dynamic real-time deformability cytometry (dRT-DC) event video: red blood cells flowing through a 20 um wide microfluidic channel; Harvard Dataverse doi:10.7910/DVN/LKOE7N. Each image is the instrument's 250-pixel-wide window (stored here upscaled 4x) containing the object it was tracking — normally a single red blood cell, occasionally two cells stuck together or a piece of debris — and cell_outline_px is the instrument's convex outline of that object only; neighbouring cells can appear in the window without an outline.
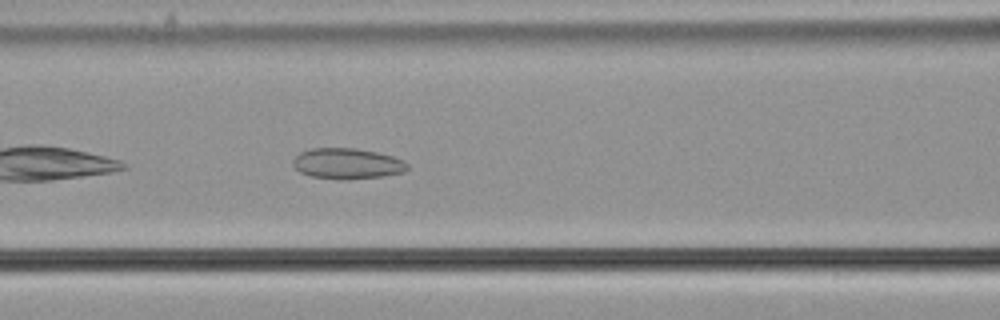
{"species": "common noctule bat (a hibernating species)", "species_latin": "Nyctalus noctula", "temperature_condition": "cold", "stored_images_in_passage": 40, "camera_frame_rate_fps": 3000, "um_per_image_px": 0.085, "animal": {"sex": "male", "body_mass_g": 21.5, "forearm_length_mm": 52.0}, "frame": {"image": 1, "passage_image": 8, "time_ms": 2.333, "image_size_px": [1000, 320], "cell_outline_px": [[408, 168], [404, 172], [384, 176], [348, 180], [336, 180], [312, 176], [300, 172], [292, 164], [292, 160], [300, 152], [312, 148], [356, 148], [376, 152], [392, 156], [404, 160], [408, 164]], "centroid_in_image_um": [29.52, 13.91], "position_along_channel_um": 137.1, "area_um2": 20.69}}
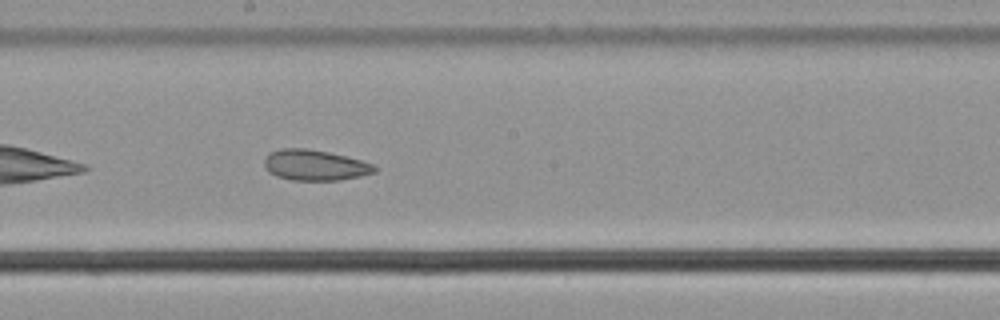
{"frame": {"image": 2, "passage_image": 15, "time_ms": 4.667, "image_size_px": [1000, 320], "cell_outline_px": [[376, 172], [360, 176], [340, 180], [292, 180], [276, 176], [268, 172], [264, 168], [264, 160], [268, 152], [280, 148], [308, 148], [328, 152], [360, 160], [372, 164], [376, 168]], "centroid_in_image_um": [26.7, 14.03], "position_along_channel_um": 221.5, "area_um2": 19.77}}
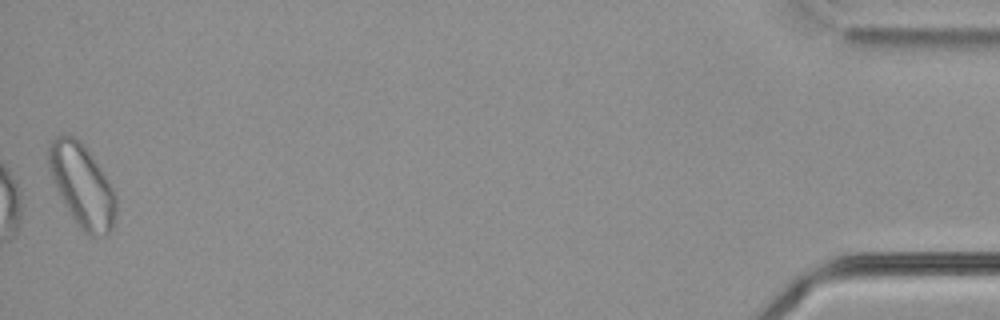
{"frame": {"image": 3, "passage_image": 40, "time_ms": 13.0, "image_size_px": [1000, 320], "cell_outline_px": [[116, 212], [112, 228], [108, 236], [88, 236], [80, 228], [64, 204], [52, 180], [48, 168], [48, 140], [56, 136], [72, 136], [80, 140], [88, 148], [112, 188], [116, 196]], "centroid_in_image_um": [6.96, 15.76], "position_along_channel_um": 428.2, "area_um2": 32.54}, "authors_computed_cell_mechanics": {"area_um2": 20.7502, "velocity_mm_per_s": 3.6227, "shape_relaxation_time_tau1_ms": null, "shape_relaxation_time_tau2_ms": 3.2036, "deformation_change_tau1": null, "deformation_change_tau2": 0.0831}}